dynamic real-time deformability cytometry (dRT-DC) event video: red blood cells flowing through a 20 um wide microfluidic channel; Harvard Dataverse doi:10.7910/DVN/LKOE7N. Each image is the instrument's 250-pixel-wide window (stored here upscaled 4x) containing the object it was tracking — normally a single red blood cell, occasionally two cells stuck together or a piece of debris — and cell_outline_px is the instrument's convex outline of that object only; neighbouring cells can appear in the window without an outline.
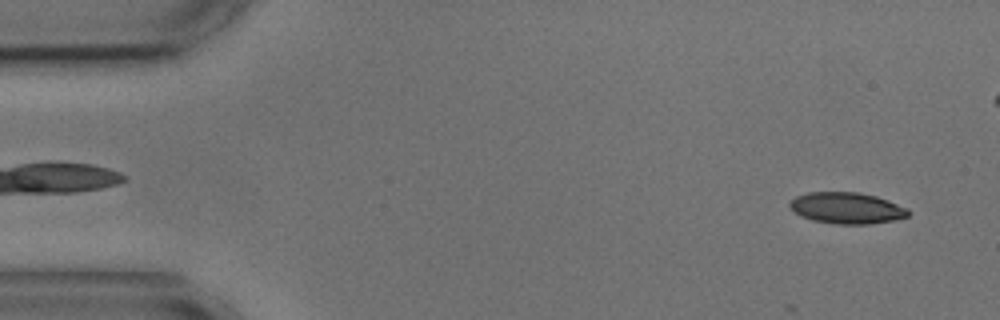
{"species": "common noctule bat (a hibernating species)", "species_latin": "Nyctalus noctula", "temperature_condition": "cold", "stored_images_in_passage": 4, "camera_frame_rate_fps": 3000, "um_per_image_px": 0.085, "animal": {"sex": "male", "body_mass_g": 17.9, "forearm_length_mm": 54.2}, "frame": {"image": 1, "passage_image": 4, "time_ms": 3.667, "image_size_px": [1000, 320], "cell_outline_px": [[912, 212], [908, 216], [896, 220], [872, 224], [836, 224], [812, 220], [800, 216], [788, 204], [796, 196], [808, 192], [860, 192], [876, 196], [888, 200], [908, 208]], "centroid_in_image_um": [72.02, 17.69], "position_along_channel_um": 13.0, "area_um2": 21.79}}